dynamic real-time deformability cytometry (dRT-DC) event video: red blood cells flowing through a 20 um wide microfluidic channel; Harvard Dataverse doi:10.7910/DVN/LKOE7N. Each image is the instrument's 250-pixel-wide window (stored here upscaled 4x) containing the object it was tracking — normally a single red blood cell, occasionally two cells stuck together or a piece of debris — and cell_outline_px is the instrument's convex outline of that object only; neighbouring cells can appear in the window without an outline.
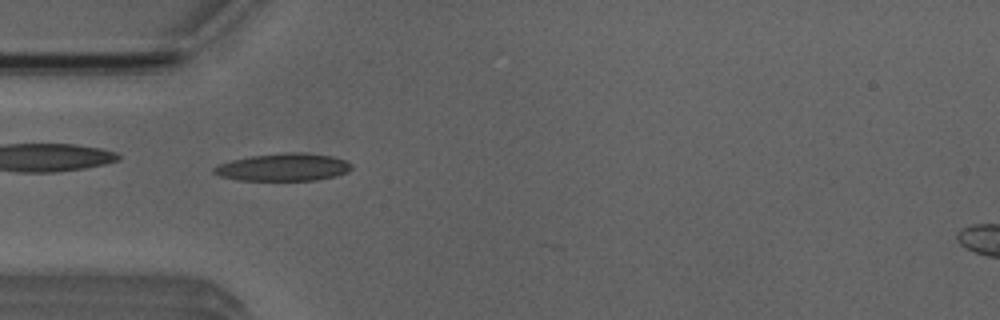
{"species": "Egyptian fruit bat (a non-hibernating species)", "species_latin": "Rousettus aegyptiacus", "temperature_condition": "room temperature", "stored_images_in_passage": 3, "camera_frame_rate_fps": 3000, "um_per_image_px": 0.085, "animal": {"sex": "male"}, "frame": {"image": 1, "passage_image": 2, "time_ms": 1.333, "image_size_px": [1000, 320], "cell_outline_px": [[352, 168], [348, 172], [336, 176], [316, 180], [236, 180], [220, 176], [212, 172], [212, 168], [220, 164], [232, 160], [252, 156], [284, 152], [304, 152], [332, 156], [344, 160], [352, 164]], "centroid_in_image_um": [24.1, 14.21], "position_along_channel_um": 60.9, "area_um2": 22.14}}